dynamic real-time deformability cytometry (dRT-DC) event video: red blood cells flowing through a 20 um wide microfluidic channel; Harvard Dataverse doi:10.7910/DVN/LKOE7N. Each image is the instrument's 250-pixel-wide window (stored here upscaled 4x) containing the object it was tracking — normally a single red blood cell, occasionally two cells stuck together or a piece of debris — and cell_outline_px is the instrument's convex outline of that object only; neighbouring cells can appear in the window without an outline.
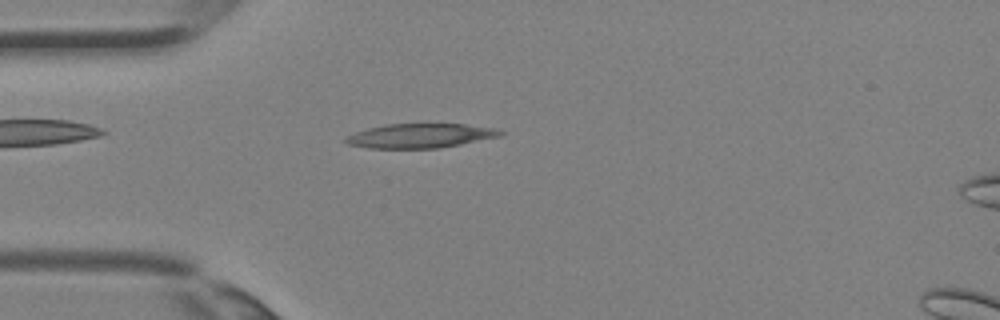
{"species": "Egyptian fruit bat (a non-hibernating species)", "species_latin": "Rousettus aegyptiacus", "temperature_condition": "room temperature", "stored_images_in_passage": 5, "camera_frame_rate_fps": 3000, "um_per_image_px": 0.085, "animal": {"sex": "female"}, "frame": {"image": 1, "passage_image": 4, "time_ms": 1.0, "image_size_px": [1000, 320], "cell_outline_px": [[504, 132], [500, 136], [460, 144], [436, 148], [368, 148], [348, 144], [344, 140], [348, 136], [356, 132], [368, 128], [384, 124], [464, 124], [496, 128]], "centroid_in_image_um": [35.72, 11.53], "position_along_channel_um": 49.3, "area_um2": 21.68}}